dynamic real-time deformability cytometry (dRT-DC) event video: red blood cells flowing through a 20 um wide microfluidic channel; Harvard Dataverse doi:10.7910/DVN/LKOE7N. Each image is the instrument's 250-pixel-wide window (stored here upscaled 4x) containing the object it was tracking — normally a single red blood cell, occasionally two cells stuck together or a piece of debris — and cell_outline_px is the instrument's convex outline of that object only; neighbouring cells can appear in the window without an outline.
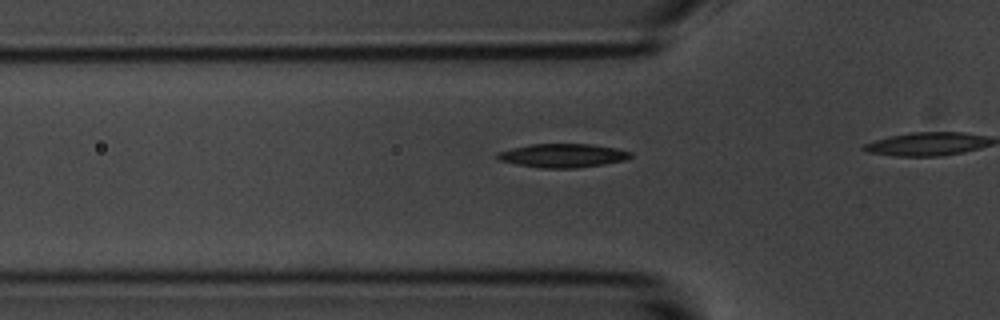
{"species": "common noctule bat (a hibernating species)", "species_latin": "Nyctalus noctula", "temperature_condition": "room temperature", "stored_images_in_passage": 10, "camera_frame_rate_fps": 3000, "um_per_image_px": 0.085, "animal": {"sex": "male", "body_mass_g": 20.1, "forearm_length_mm": 53.5}, "frame": {"image": 1, "passage_image": 5, "time_ms": 1.333, "image_size_px": [1000, 320], "cell_outline_px": [[632, 156], [624, 160], [604, 164], [576, 168], [540, 168], [516, 164], [500, 160], [496, 156], [496, 152], [512, 148], [532, 144], [588, 144], [616, 148], [632, 152]], "centroid_in_image_um": [47.82, 13.22], "position_along_channel_um": 78.0, "area_um2": 18.32}}
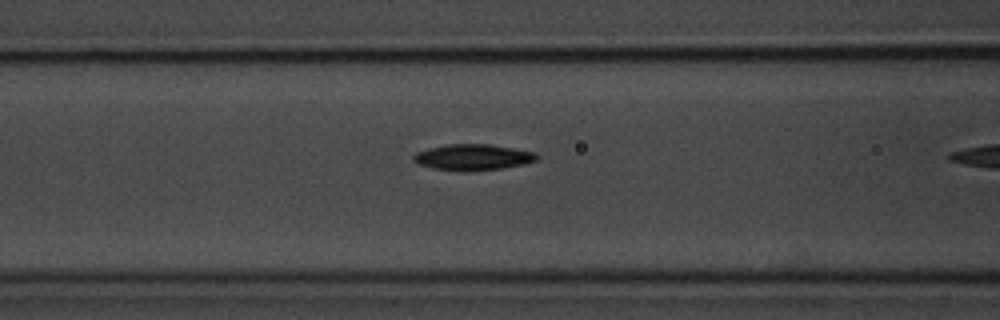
{"frame": {"image": 2, "passage_image": 9, "time_ms": 2.667, "image_size_px": [1000, 320], "cell_outline_px": [[536, 160], [524, 164], [504, 168], [472, 172], [464, 172], [432, 168], [416, 164], [412, 160], [412, 156], [416, 152], [428, 148], [448, 144], [488, 144], [536, 152]], "centroid_in_image_um": [40.14, 13.38], "position_along_channel_um": 126.5, "area_um2": 18.96}}